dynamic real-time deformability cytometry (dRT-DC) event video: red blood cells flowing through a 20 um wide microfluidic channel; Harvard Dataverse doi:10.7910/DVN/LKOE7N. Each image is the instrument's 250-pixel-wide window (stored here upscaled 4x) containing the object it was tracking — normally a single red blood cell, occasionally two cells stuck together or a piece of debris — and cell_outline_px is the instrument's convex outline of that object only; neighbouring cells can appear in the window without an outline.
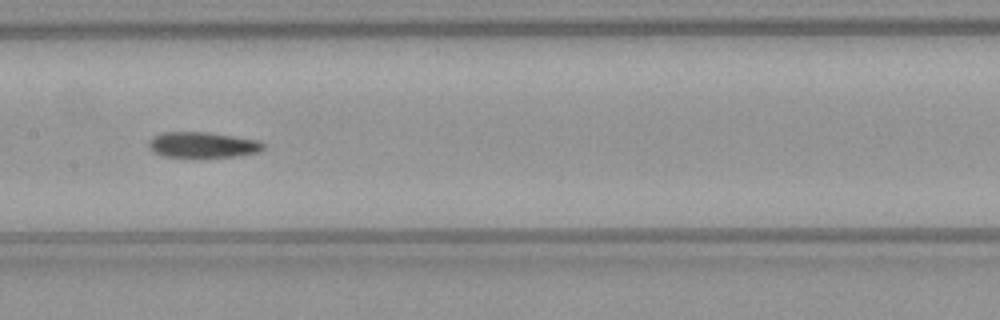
{"species": "common noctule bat (a hibernating species)", "species_latin": "Nyctalus noctula", "temperature_condition": "warm", "stored_images_in_passage": 40, "camera_frame_rate_fps": 3000, "um_per_image_px": 0.085, "animal": {"sex": "female", "body_mass_g": 21.9}, "frame": {"image": 1, "passage_image": 12, "time_ms": 3.667, "image_size_px": [1000, 320], "cell_outline_px": [[264, 148], [256, 152], [236, 156], [160, 156], [148, 148], [148, 140], [152, 136], [160, 132], [208, 132], [260, 140], [264, 144]], "centroid_in_image_um": [17.17, 12.29], "position_along_channel_um": 190.2, "area_um2": 17.05}, "authors_computed_cell_mechanics": {"area_um2": 17.2244, "velocity_mm_per_s": 3.8561, "shape_relaxation_time_tau1_ms": 10.1612, "shape_relaxation_time_tau2_ms": 5.9747, "deformation_change_tau1": 0.2648, "deformation_change_tau2": 0.1386}}